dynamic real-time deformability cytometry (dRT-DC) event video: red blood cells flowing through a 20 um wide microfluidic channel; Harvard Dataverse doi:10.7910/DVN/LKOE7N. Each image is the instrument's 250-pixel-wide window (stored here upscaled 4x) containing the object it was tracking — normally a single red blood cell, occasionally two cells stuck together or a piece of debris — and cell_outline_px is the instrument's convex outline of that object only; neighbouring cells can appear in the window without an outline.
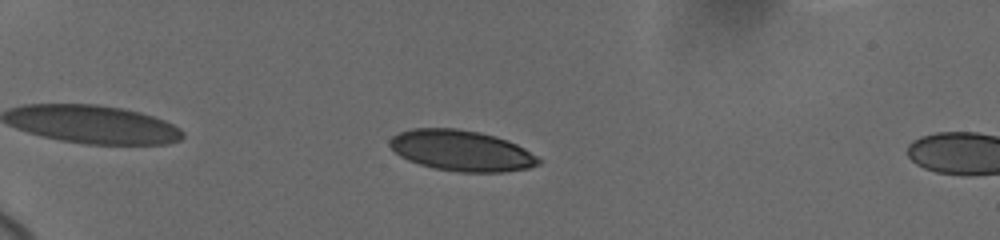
{"species": "human", "species_latin": "Homo sapiens", "temperature_condition": "cold", "stored_images_in_passage": 7, "camera_frame_rate_fps": 3000, "um_per_image_px": 0.085, "donor": {"sex": "female"}, "frame": {"image": 1, "passage_image": 3, "time_ms": 0.333, "image_size_px": [1000, 240], "cell_outline_px": [[544, 160], [540, 164], [528, 168], [504, 172], [460, 172], [436, 168], [420, 164], [408, 160], [400, 156], [388, 144], [388, 140], [392, 136], [400, 132], [412, 128], [456, 128], [480, 132], [496, 136], [508, 140], [524, 148]], "centroid_in_image_um": [39.25, 12.8], "position_along_channel_um": 45.8, "area_um2": 35.49}}